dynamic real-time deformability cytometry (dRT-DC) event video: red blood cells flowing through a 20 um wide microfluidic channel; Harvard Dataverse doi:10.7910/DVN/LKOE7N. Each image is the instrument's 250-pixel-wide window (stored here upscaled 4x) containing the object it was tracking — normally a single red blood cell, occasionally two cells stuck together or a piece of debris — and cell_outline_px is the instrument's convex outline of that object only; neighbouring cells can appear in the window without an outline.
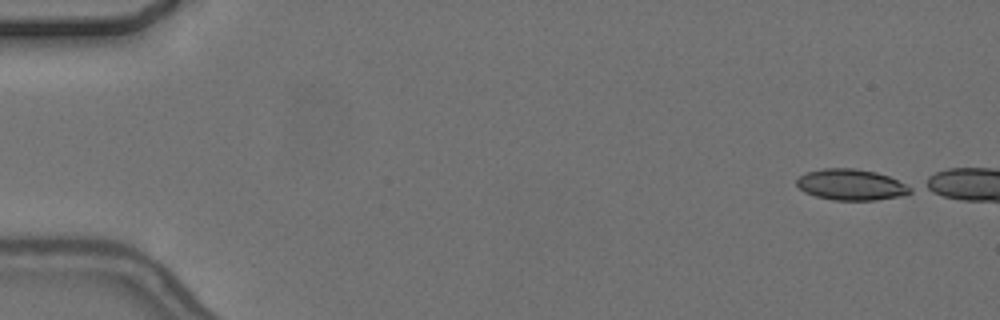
{"species": "common noctule bat (a hibernating species)", "species_latin": "Nyctalus noctula", "temperature_condition": "cold", "stored_images_in_passage": 2, "camera_frame_rate_fps": 3000, "um_per_image_px": 0.085, "animal": {"sex": "female", "body_mass_g": 24.6, "forearm_length_mm": 56.2}, "frame": {"image": 1, "passage_image": 1, "time_ms": 0.0, "image_size_px": [1000, 320], "cell_outline_px": [[912, 192], [904, 196], [876, 200], [832, 200], [816, 196], [804, 192], [796, 184], [796, 180], [800, 176], [808, 172], [824, 168], [856, 168], [876, 172], [888, 176], [912, 188]], "centroid_in_image_um": [72.35, 15.7], "position_along_channel_um": 12.7, "area_um2": 20.52}}